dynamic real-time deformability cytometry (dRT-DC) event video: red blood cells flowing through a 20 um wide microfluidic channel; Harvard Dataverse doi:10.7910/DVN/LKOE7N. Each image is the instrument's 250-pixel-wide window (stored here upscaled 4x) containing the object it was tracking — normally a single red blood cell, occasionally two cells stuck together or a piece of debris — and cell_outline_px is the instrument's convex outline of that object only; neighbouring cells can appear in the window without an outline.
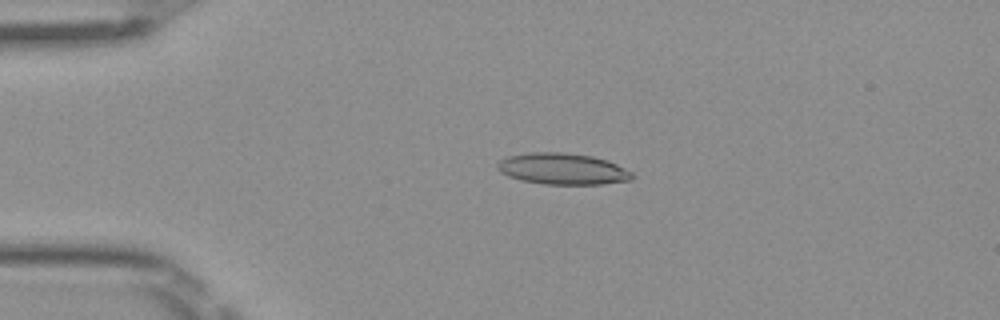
{"species": "Egyptian fruit bat (a non-hibernating species)", "species_latin": "Rousettus aegyptiacus", "temperature_condition": "room temperature", "stored_images_in_passage": 49, "camera_frame_rate_fps": 3000, "um_per_image_px": 0.085, "frame": {"image": 1, "passage_image": 10, "time_ms": 3.0, "image_size_px": [1000, 320], "cell_outline_px": [[632, 180], [600, 184], [544, 184], [520, 180], [508, 176], [500, 172], [496, 168], [496, 164], [500, 160], [508, 156], [528, 152], [564, 152], [592, 156], [608, 160], [632, 172]], "centroid_in_image_um": [47.78, 14.35], "position_along_channel_um": 37.2, "area_um2": 24.68}}
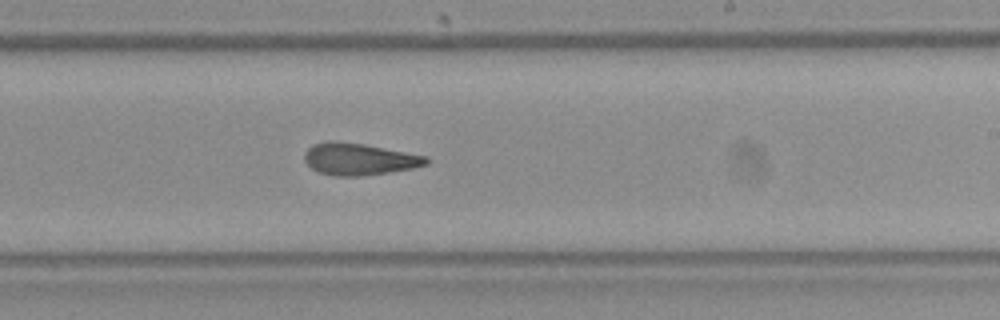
{"frame": {"image": 2, "passage_image": 29, "time_ms": 9.333, "image_size_px": [1000, 320], "cell_outline_px": [[432, 160], [428, 164], [412, 168], [388, 172], [360, 176], [336, 176], [320, 172], [312, 168], [304, 160], [304, 152], [312, 144], [332, 140], [336, 140], [364, 144], [428, 156]], "centroid_in_image_um": [30.54, 13.51], "position_along_channel_um": 258.5, "area_um2": 22.72}}
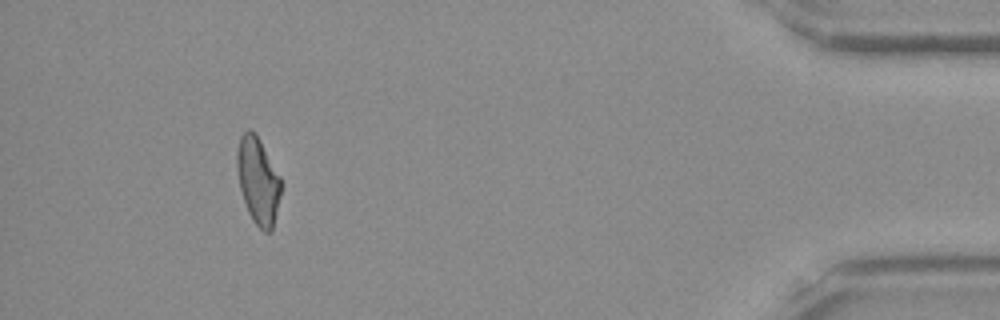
{"frame": {"image": 3, "passage_image": 45, "time_ms": 14.667, "image_size_px": [1000, 320], "cell_outline_px": [[280, 192], [272, 232], [264, 232], [252, 220], [248, 212], [240, 188], [236, 168], [236, 152], [240, 136], [248, 128], [256, 132], [280, 176]], "centroid_in_image_um": [21.91, 15.32], "position_along_channel_um": 413.3, "area_um2": 22.2}, "authors_computed_cell_mechanics": {"area_um2": 22.831, "velocity_mm_per_s": 4.0589, "shape_relaxation_time_tau1_ms": null, "shape_relaxation_time_tau2_ms": 3.4212, "deformation_change_tau1": null, "deformation_change_tau2": 0.1336}}